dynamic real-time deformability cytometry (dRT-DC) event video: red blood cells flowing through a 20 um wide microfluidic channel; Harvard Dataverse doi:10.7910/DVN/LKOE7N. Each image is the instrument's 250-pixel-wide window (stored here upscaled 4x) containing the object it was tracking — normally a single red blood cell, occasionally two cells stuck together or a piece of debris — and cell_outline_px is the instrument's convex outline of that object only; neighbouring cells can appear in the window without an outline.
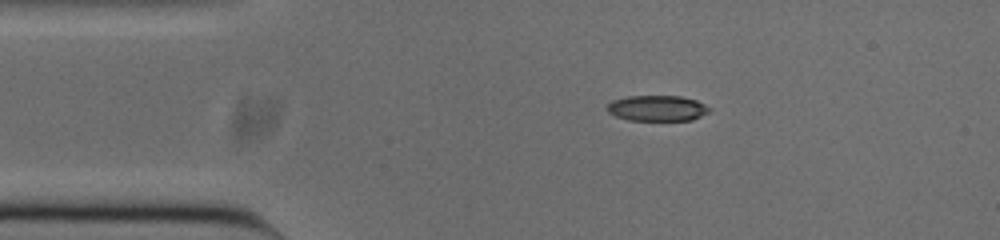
{"species": "common noctule bat (a hibernating species)", "species_latin": "Nyctalus noctula", "temperature_condition": "cold", "stored_images_in_passage": 41, "camera_frame_rate_fps": 3000, "um_per_image_px": 0.085, "animal": {"sex": "male", "body_mass_g": 20.0, "forearm_length_mm": 53.3}, "frame": {"image": 1, "passage_image": 5, "time_ms": 1.333, "image_size_px": [1000, 240], "cell_outline_px": [[712, 108], [708, 112], [692, 120], [628, 120], [616, 116], [608, 112], [608, 104], [612, 100], [628, 96], [680, 96], [696, 100]], "centroid_in_image_um": [55.87, 9.19], "position_along_channel_um": 29.1, "area_um2": 15.2}}
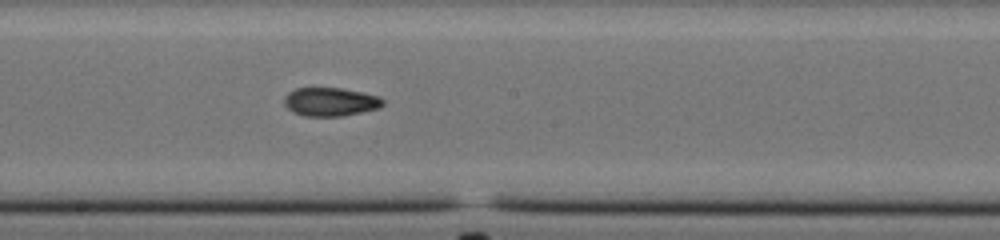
{"frame": {"image": 2, "passage_image": 23, "time_ms": 7.333, "image_size_px": [1000, 240], "cell_outline_px": [[384, 104], [380, 108], [340, 116], [304, 116], [292, 112], [284, 104], [284, 96], [288, 92], [296, 88], [312, 84], [340, 88], [380, 96], [384, 100]], "centroid_in_image_um": [28.02, 8.6], "position_along_channel_um": 220.2, "area_um2": 17.05}}
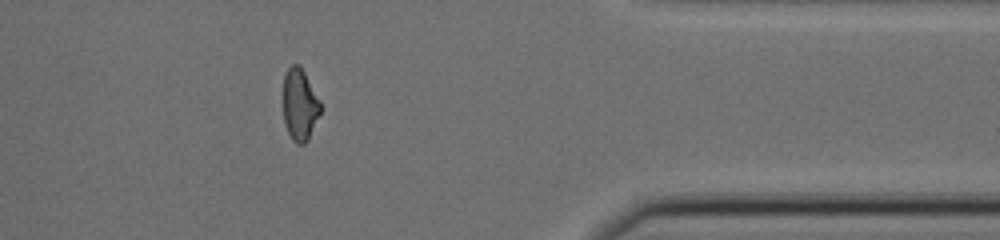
{"frame": {"image": 3, "passage_image": 38, "time_ms": 12.333, "image_size_px": [1000, 240], "cell_outline_px": [[320, 112], [308, 140], [304, 144], [296, 144], [292, 140], [284, 124], [284, 76], [288, 68], [292, 64], [300, 64], [320, 100]], "centroid_in_image_um": [25.48, 8.9], "position_along_channel_um": 385.9, "area_um2": 15.55}, "authors_computed_cell_mechanics": {"area_um2": 16.4152, "velocity_mm_per_s": 3.8342, "shape_relaxation_time_tau1_ms": 8.1886, "shape_relaxation_time_tau2_ms": 2.3917, "deformation_change_tau1": 0.2096, "deformation_change_tau2": 0.0742}}